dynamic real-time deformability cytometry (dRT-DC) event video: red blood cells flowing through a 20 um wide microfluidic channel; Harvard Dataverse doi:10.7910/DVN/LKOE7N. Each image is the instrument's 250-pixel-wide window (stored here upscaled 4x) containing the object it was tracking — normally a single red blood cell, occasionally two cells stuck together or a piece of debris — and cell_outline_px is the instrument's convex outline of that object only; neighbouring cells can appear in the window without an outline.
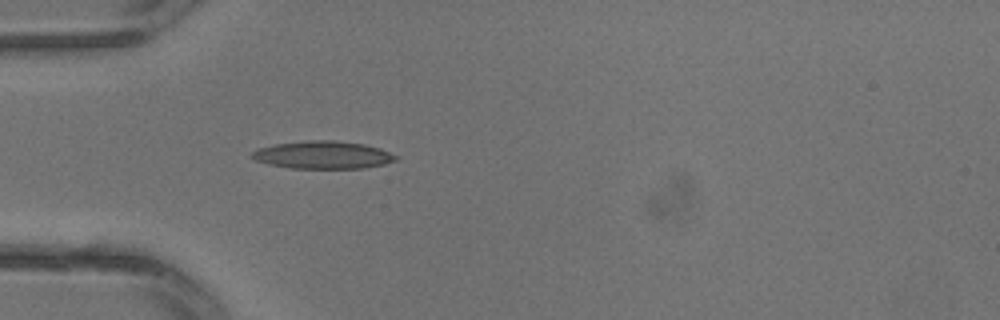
{"species": "common noctule bat (a hibernating species)", "species_latin": "Nyctalus noctula", "temperature_condition": "warm", "stored_images_in_passage": 1, "camera_frame_rate_fps": 3000, "um_per_image_px": 0.085, "animal": {"sex": "male", "body_mass_g": 13.3}, "frame": {"image": 1, "passage_image": 1, "time_ms": 0.0, "image_size_px": [1000, 320], "cell_outline_px": [[400, 156], [396, 160], [384, 164], [364, 168], [288, 168], [268, 164], [256, 160], [248, 156], [256, 148], [276, 144], [304, 140], [336, 140], [364, 144], [380, 148]], "centroid_in_image_um": [27.44, 13.16], "position_along_channel_um": 57.6, "area_um2": 23.47}}